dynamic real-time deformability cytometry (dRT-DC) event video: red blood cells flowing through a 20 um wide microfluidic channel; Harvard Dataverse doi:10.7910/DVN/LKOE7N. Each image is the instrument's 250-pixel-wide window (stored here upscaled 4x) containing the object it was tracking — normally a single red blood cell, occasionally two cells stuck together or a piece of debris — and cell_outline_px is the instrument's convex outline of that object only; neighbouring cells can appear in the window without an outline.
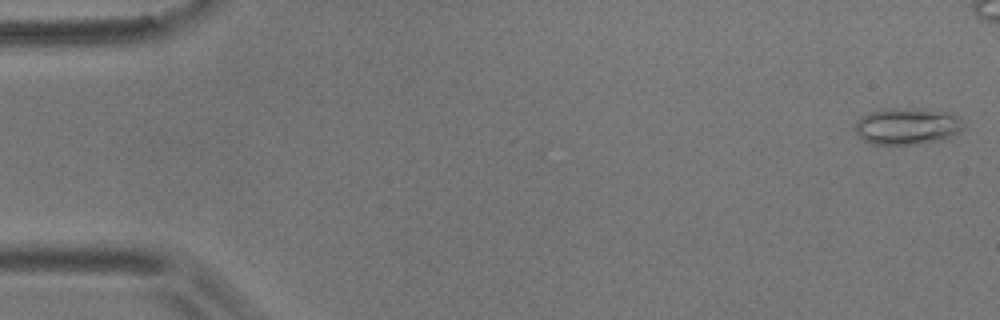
{"species": "common noctule bat (a hibernating species)", "species_latin": "Nyctalus noctula", "temperature_condition": "room temperature", "stored_images_in_passage": 5, "camera_frame_rate_fps": 3000, "um_per_image_px": 0.085, "animal": {"sex": "male", "body_mass_g": 17.9}, "frame": {"image": 1, "passage_image": 1, "time_ms": 0.0, "image_size_px": [1000, 320], "cell_outline_px": [[964, 124], [960, 132], [944, 140], [916, 144], [872, 144], [864, 140], [856, 132], [852, 124], [860, 116], [868, 112], [888, 108], [912, 108], [952, 112]], "centroid_in_image_um": [77.09, 10.72], "position_along_channel_um": 7.9, "area_um2": 23.52}}